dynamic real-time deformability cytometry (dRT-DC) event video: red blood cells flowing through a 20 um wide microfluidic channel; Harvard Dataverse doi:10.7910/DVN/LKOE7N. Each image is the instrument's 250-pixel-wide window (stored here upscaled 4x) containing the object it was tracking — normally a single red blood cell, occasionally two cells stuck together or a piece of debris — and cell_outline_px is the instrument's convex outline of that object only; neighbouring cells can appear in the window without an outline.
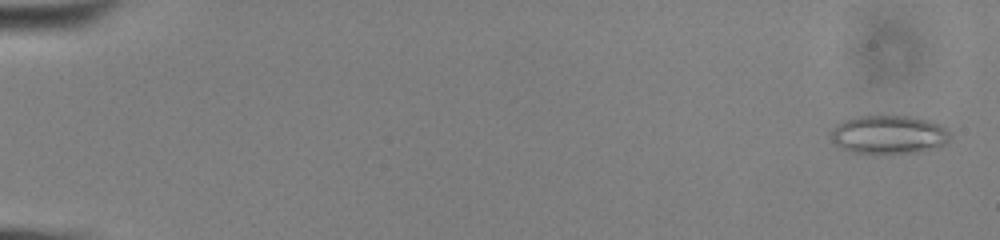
{"species": "common noctule bat (a hibernating species)", "species_latin": "Nyctalus noctula", "temperature_condition": "cold", "stored_images_in_passage": 57, "camera_frame_rate_fps": 3000, "um_per_image_px": 0.085, "animal": {"sex": "male", "body_mass_g": 13.0, "forearm_length_mm": 53.1}, "frame": {"image": 1, "passage_image": 1, "time_ms": 0.0, "image_size_px": [1000, 240], "cell_outline_px": [[952, 136], [944, 144], [920, 152], [880, 156], [852, 152], [836, 144], [832, 140], [832, 132], [836, 124], [844, 120], [856, 116], [908, 116], [928, 120], [940, 124], [952, 132]], "centroid_in_image_um": [75.57, 11.47], "position_along_channel_um": 9.4, "area_um2": 27.34}}
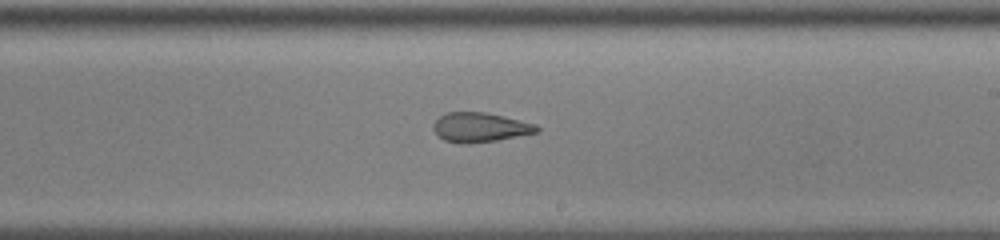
{"frame": {"image": 2, "passage_image": 35, "time_ms": 11.333, "image_size_px": [1000, 240], "cell_outline_px": [[540, 132], [496, 140], [464, 144], [444, 140], [432, 128], [432, 124], [440, 116], [448, 112], [484, 112], [536, 124], [540, 128]], "centroid_in_image_um": [40.81, 10.82], "position_along_channel_um": 248.2, "area_um2": 17.57}}
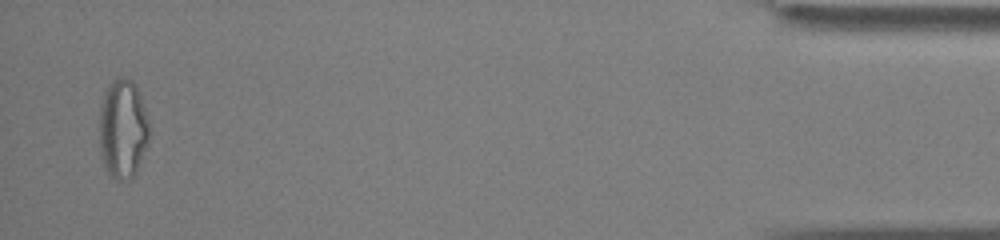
{"frame": {"image": 3, "passage_image": 56, "time_ms": 18.333, "image_size_px": [1000, 240], "cell_outline_px": [[148, 140], [136, 172], [132, 176], [124, 180], [116, 180], [104, 168], [100, 152], [100, 108], [104, 92], [108, 84], [120, 76], [124, 76], [132, 80], [140, 96], [148, 120]], "centroid_in_image_um": [10.41, 10.94], "position_along_channel_um": 424.8, "area_um2": 28.55}, "authors_computed_cell_mechanics": {"area_um2": 23.2356, "velocity_mm_per_s": 3.5983, "shape_relaxation_time_tau1_ms": null, "shape_relaxation_time_tau2_ms": 2.2536, "deformation_change_tau1": null, "deformation_change_tau2": 0.1081}}